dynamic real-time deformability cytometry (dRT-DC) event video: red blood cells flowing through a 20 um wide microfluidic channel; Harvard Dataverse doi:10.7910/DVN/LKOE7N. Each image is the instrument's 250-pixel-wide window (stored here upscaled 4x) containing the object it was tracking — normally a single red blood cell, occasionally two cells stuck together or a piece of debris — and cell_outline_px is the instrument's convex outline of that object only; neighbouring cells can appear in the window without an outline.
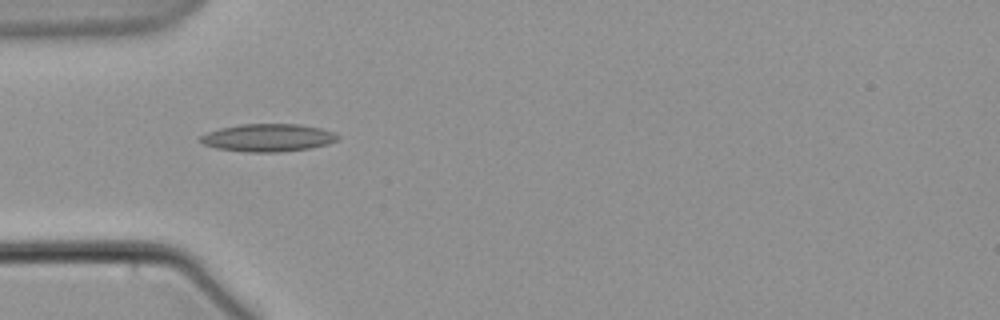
{"species": "common noctule bat (a hibernating species)", "species_latin": "Nyctalus noctula", "temperature_condition": "warm", "stored_images_in_passage": 8, "camera_frame_rate_fps": 3000, "um_per_image_px": 0.085, "animal": {"sex": "male", "body_mass_g": 21.5, "forearm_length_mm": 52.0}, "frame": {"image": 1, "passage_image": 7, "time_ms": 7.333, "image_size_px": [1000, 320], "cell_outline_px": [[340, 140], [328, 144], [308, 148], [280, 152], [248, 152], [216, 148], [204, 144], [200, 140], [200, 136], [208, 132], [220, 128], [240, 124], [296, 124], [320, 128], [332, 132], [340, 136]], "centroid_in_image_um": [22.79, 11.7], "position_along_channel_um": 62.2, "area_um2": 22.08}}
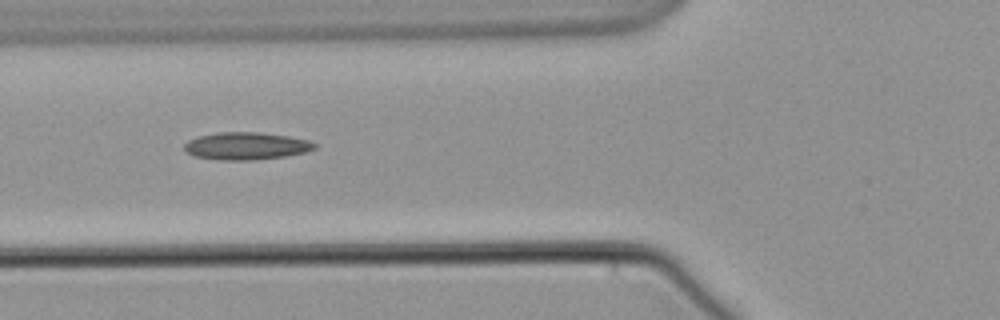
{"frame": {"image": 2, "passage_image": 8, "time_ms": 8.667, "image_size_px": [1000, 320], "cell_outline_px": [[316, 148], [304, 152], [284, 156], [252, 160], [220, 160], [192, 156], [184, 152], [184, 144], [188, 140], [200, 136], [220, 132], [260, 132], [288, 136], [308, 140], [316, 144]], "centroid_in_image_um": [20.88, 12.41], "position_along_channel_um": 104.9, "area_um2": 20.81}}